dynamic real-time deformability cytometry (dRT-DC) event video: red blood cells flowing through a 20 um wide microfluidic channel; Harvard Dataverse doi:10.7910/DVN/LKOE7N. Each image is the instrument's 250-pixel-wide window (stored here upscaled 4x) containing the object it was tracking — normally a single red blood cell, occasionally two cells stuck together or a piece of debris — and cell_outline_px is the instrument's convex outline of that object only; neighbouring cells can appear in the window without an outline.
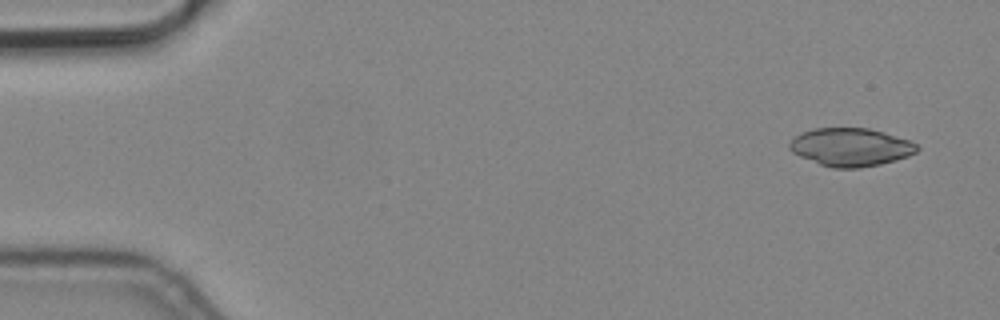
{"species": "common noctule bat (a hibernating species)", "species_latin": "Nyctalus noctula", "temperature_condition": "cold", "stored_images_in_passage": 4, "camera_frame_rate_fps": 3000, "um_per_image_px": 0.085, "animal": {"sex": "male", "body_mass_g": 19.2, "forearm_length_mm": 51.8}, "frame": {"image": 1, "passage_image": 1, "time_ms": 0.0, "image_size_px": [1000, 320], "cell_outline_px": [[920, 148], [916, 152], [908, 156], [896, 160], [880, 164], [860, 168], [832, 168], [820, 164], [800, 156], [792, 152], [788, 148], [788, 144], [796, 136], [812, 128], [868, 128], [884, 132], [908, 140], [916, 144]], "centroid_in_image_um": [72.31, 12.51], "position_along_channel_um": 12.7, "area_um2": 28.21}}
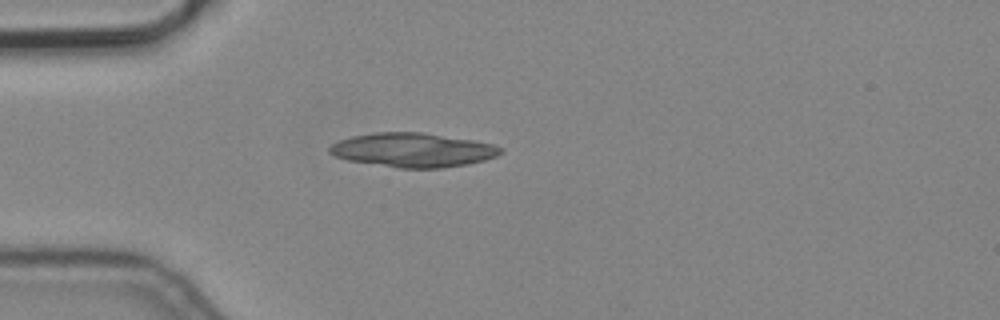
{"frame": {"image": 2, "passage_image": 3, "time_ms": 0.667, "image_size_px": [1000, 320], "cell_outline_px": [[504, 152], [496, 156], [484, 160], [468, 164], [444, 168], [396, 168], [348, 160], [336, 156], [328, 152], [328, 148], [332, 144], [340, 140], [352, 136], [376, 132], [424, 132], [472, 140], [492, 144], [504, 148]], "centroid_in_image_um": [35.11, 12.75], "position_along_channel_um": 49.9, "area_um2": 34.1}}